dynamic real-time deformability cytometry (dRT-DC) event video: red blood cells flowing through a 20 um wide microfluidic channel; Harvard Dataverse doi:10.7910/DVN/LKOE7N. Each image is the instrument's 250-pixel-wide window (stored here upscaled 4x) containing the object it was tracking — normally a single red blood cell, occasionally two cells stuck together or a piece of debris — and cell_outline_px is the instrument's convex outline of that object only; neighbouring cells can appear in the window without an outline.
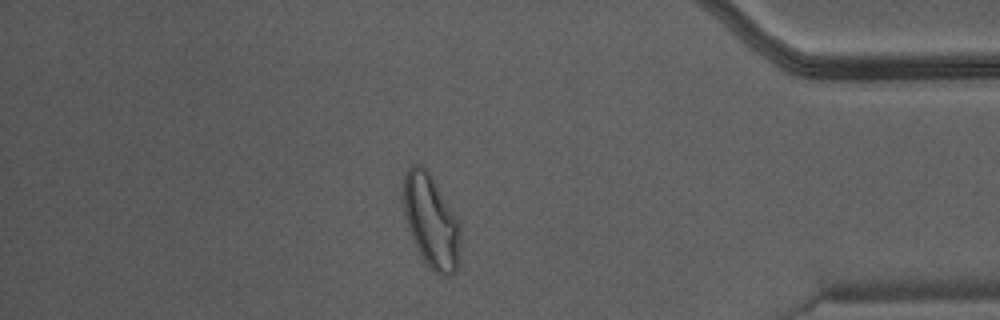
{"species": "Egyptian fruit bat (a non-hibernating species)", "species_latin": "Rousettus aegyptiacus", "temperature_condition": "warm", "stored_images_in_passage": 45, "camera_frame_rate_fps": 3000, "um_per_image_px": 0.085, "animal": {"sex": "male"}, "frame": {"image": 1, "passage_image": 39, "time_ms": 12.667, "image_size_px": [1000, 320], "cell_outline_px": [[460, 264], [456, 272], [452, 276], [440, 276], [428, 268], [420, 256], [408, 228], [404, 212], [404, 172], [412, 164], [420, 164], [432, 176], [456, 216], [460, 224]], "centroid_in_image_um": [36.67, 18.88], "position_along_channel_um": 398.5, "area_um2": 31.39}}
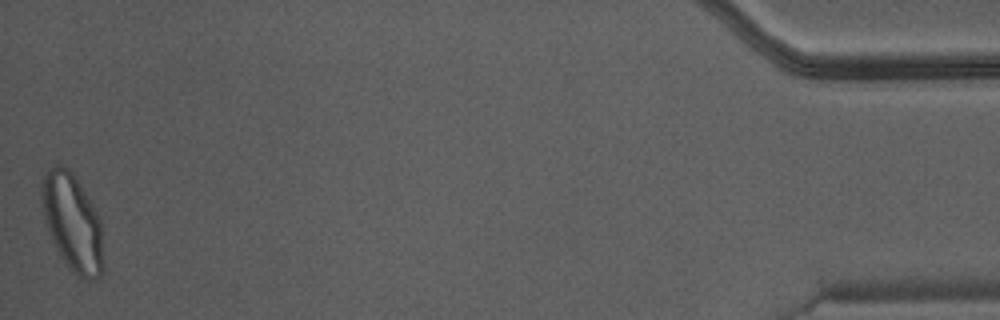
{"frame": {"image": 2, "passage_image": 45, "time_ms": 14.667, "image_size_px": [1000, 320], "cell_outline_px": [[104, 272], [100, 280], [80, 280], [68, 268], [60, 256], [48, 232], [40, 200], [40, 184], [48, 168], [56, 164], [64, 164], [72, 172], [100, 216], [104, 268]], "centroid_in_image_um": [6.16, 18.96], "position_along_channel_um": 429.0, "area_um2": 35.78}}